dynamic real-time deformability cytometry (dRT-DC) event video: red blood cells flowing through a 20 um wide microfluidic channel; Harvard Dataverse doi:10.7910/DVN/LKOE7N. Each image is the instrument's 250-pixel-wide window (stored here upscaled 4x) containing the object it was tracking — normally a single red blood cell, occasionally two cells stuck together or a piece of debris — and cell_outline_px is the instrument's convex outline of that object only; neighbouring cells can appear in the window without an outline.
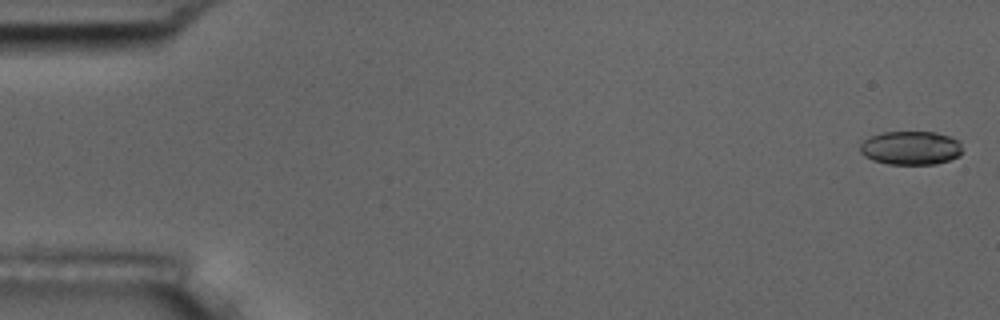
{"species": "common noctule bat (a hibernating species)", "species_latin": "Nyctalus noctula", "temperature_condition": "room temperature", "stored_images_in_passage": 7, "camera_frame_rate_fps": 3000, "um_per_image_px": 0.085, "animal": {"sex": "male", "body_mass_g": 17.5, "forearm_length_mm": 52.3}, "frame": {"image": 1, "passage_image": 1, "time_ms": 0.0, "image_size_px": [1000, 320], "cell_outline_px": [[960, 156], [936, 164], [888, 164], [872, 160], [864, 156], [860, 152], [860, 144], [864, 140], [872, 136], [884, 132], [936, 132], [952, 136], [960, 140]], "centroid_in_image_um": [77.42, 12.57], "position_along_channel_um": 7.6, "area_um2": 20.17}}
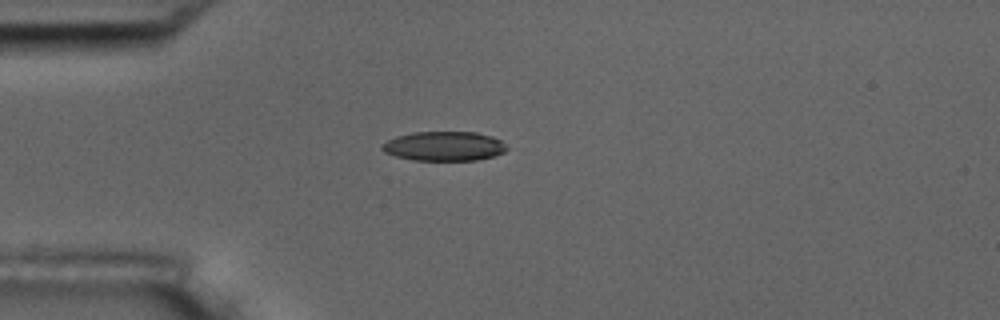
{"frame": {"image": 2, "passage_image": 5, "time_ms": 4.667, "image_size_px": [1000, 320], "cell_outline_px": [[508, 148], [504, 152], [492, 156], [476, 160], [412, 160], [396, 156], [384, 152], [380, 148], [388, 140], [396, 136], [412, 132], [476, 132], [492, 136], [500, 140]], "centroid_in_image_um": [37.74, 12.42], "position_along_channel_um": 47.3, "area_um2": 21.27}}